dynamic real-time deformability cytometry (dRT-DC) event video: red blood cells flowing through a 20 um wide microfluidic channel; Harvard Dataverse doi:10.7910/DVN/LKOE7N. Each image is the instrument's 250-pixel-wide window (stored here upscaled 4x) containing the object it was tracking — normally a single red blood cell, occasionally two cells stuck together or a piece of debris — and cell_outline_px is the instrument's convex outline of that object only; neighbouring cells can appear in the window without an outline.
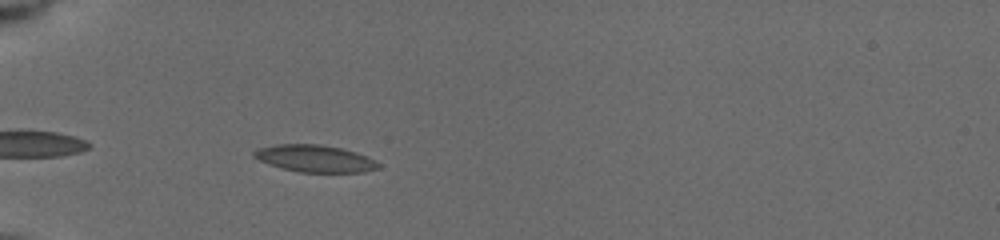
{"species": "common noctule bat (a hibernating species)", "species_latin": "Nyctalus noctula", "temperature_condition": "cold", "stored_images_in_passage": 2, "camera_frame_rate_fps": 3000, "um_per_image_px": 0.085, "animal": {"sex": "female", "body_mass_g": 19.5, "forearm_length_mm": 54.1}, "frame": {"image": 1, "passage_image": 2, "time_ms": 1.0, "image_size_px": [1000, 240], "cell_outline_px": [[380, 168], [364, 172], [300, 172], [280, 168], [268, 164], [252, 156], [252, 152], [260, 148], [276, 144], [320, 144], [340, 148], [356, 152], [368, 156], [376, 160], [380, 164]], "centroid_in_image_um": [26.79, 13.48], "position_along_channel_um": 58.2, "area_um2": 19.71}}